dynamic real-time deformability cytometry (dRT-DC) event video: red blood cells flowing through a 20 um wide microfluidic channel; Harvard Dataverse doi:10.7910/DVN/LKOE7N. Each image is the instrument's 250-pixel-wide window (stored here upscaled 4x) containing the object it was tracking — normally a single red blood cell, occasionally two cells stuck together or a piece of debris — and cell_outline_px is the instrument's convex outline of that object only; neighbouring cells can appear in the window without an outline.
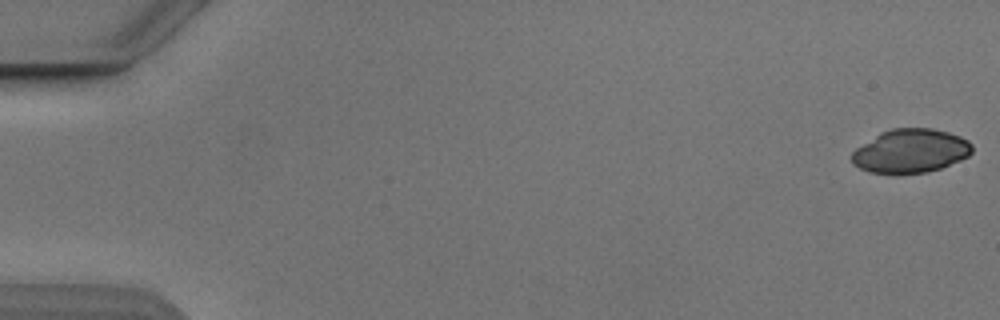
{"species": "Egyptian fruit bat (a non-hibernating species)", "species_latin": "Rousettus aegyptiacus", "temperature_condition": "cold", "stored_images_in_passage": 53, "camera_frame_rate_fps": 3000, "um_per_image_px": 0.085, "animal": {"sex": "male"}, "frame": {"image": 1, "passage_image": 1, "time_ms": 0.0, "image_size_px": [1000, 320], "cell_outline_px": [[972, 152], [968, 156], [960, 160], [940, 168], [928, 172], [900, 176], [892, 176], [868, 172], [852, 164], [852, 152], [856, 148], [880, 132], [892, 128], [932, 128], [948, 132], [960, 136], [968, 140], [972, 144]], "centroid_in_image_um": [77.37, 12.87], "position_along_channel_um": 7.6, "area_um2": 31.39}}